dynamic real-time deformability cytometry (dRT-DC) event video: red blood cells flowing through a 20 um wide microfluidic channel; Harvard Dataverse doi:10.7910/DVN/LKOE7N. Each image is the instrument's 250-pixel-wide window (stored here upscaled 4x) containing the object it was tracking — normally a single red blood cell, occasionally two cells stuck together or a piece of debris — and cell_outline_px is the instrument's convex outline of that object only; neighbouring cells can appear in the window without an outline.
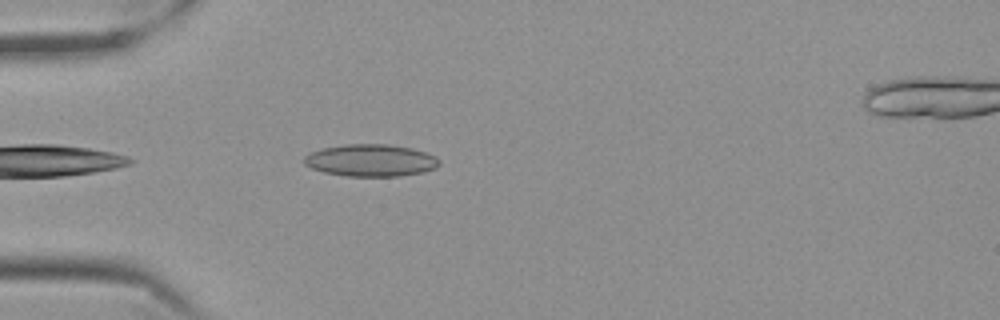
{"species": "Egyptian fruit bat (a non-hibernating species)", "species_latin": "Rousettus aegyptiacus", "temperature_condition": "cold", "stored_images_in_passage": 44, "camera_frame_rate_fps": 3000, "um_per_image_px": 0.085, "frame": {"image": 1, "passage_image": 3, "time_ms": 0.667, "image_size_px": [1000, 320], "cell_outline_px": [[440, 164], [436, 168], [424, 172], [400, 176], [348, 176], [324, 172], [312, 168], [304, 164], [304, 156], [312, 152], [324, 148], [348, 144], [388, 144], [412, 148], [436, 156], [440, 160]], "centroid_in_image_um": [31.56, 13.63], "position_along_channel_um": 53.4, "area_um2": 25.26}}
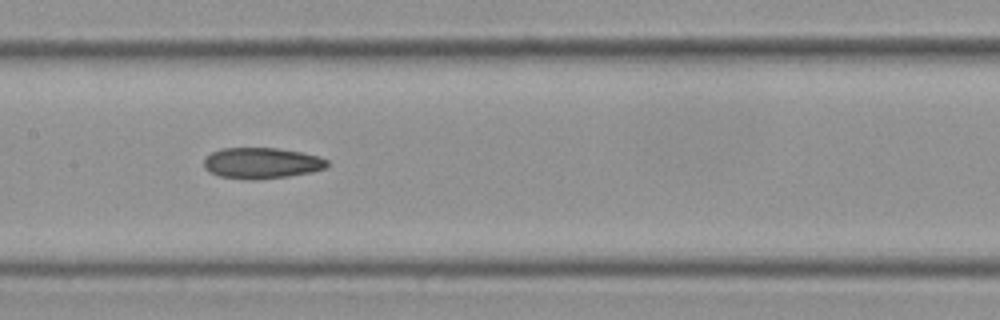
{"frame": {"image": 2, "passage_image": 15, "time_ms": 4.667, "image_size_px": [1000, 320], "cell_outline_px": [[328, 168], [312, 172], [288, 176], [256, 180], [248, 180], [220, 176], [208, 172], [204, 168], [204, 160], [212, 152], [220, 148], [276, 148], [304, 152], [320, 156], [328, 160]], "centroid_in_image_um": [22.27, 13.86], "position_along_channel_um": 185.1, "area_um2": 22.54}}
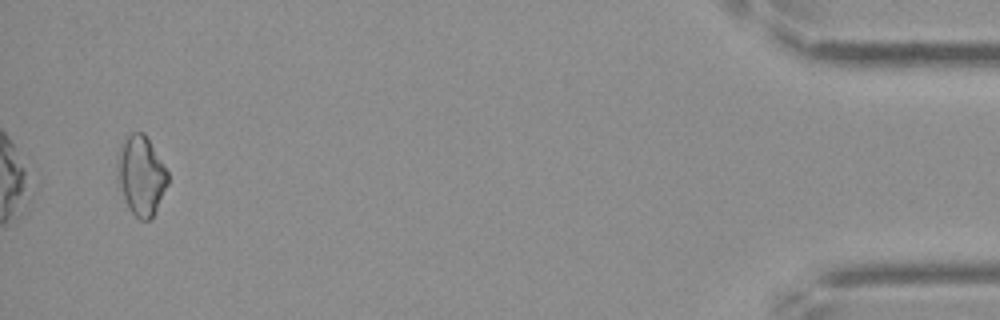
{"frame": {"image": 3, "passage_image": 42, "time_ms": 13.667, "image_size_px": [1000, 320], "cell_outline_px": [[168, 184], [152, 216], [148, 220], [140, 220], [132, 212], [124, 196], [116, 176], [116, 156], [124, 140], [132, 132], [144, 132], [168, 172]], "centroid_in_image_um": [11.97, 14.88], "position_along_channel_um": 423.2, "area_um2": 22.95}}